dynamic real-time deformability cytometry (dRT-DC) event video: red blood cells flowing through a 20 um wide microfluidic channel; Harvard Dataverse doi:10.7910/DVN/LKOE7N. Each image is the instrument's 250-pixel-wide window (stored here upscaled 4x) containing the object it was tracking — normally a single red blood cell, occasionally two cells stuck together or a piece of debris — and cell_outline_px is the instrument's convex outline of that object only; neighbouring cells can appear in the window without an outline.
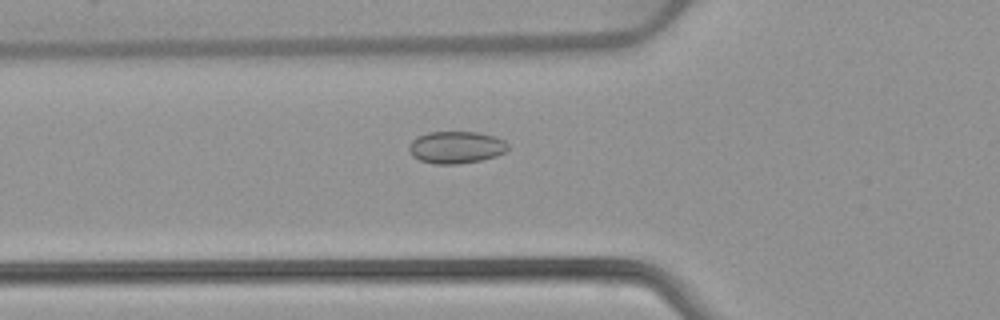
{"species": "common noctule bat (a hibernating species)", "species_latin": "Nyctalus noctula", "temperature_condition": "warm", "stored_images_in_passage": 47, "camera_frame_rate_fps": 3000, "um_per_image_px": 0.085, "animal": {"sex": "female", "body_mass_g": 22.7, "forearm_length_mm": 54.2}, "frame": {"image": 1, "passage_image": 13, "time_ms": 4.0, "image_size_px": [1000, 320], "cell_outline_px": [[508, 148], [504, 152], [496, 156], [480, 160], [456, 164], [432, 164], [420, 160], [412, 156], [408, 148], [408, 144], [416, 136], [428, 132], [476, 132], [496, 136], [504, 140], [508, 144]], "centroid_in_image_um": [38.74, 12.51], "position_along_channel_um": 87.1, "area_um2": 18.67}}
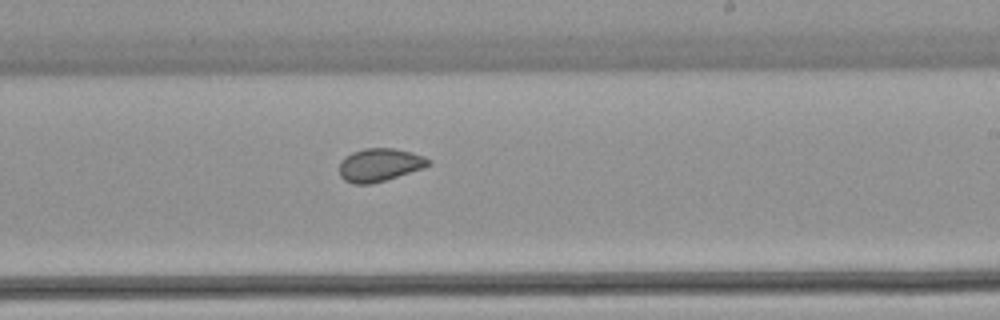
{"frame": {"image": 2, "passage_image": 26, "time_ms": 8.333, "image_size_px": [1000, 320], "cell_outline_px": [[432, 164], [424, 168], [372, 184], [352, 184], [344, 180], [340, 176], [340, 160], [344, 156], [352, 152], [364, 148], [392, 148], [412, 152], [424, 156], [432, 160]], "centroid_in_image_um": [32.28, 14.01], "position_along_channel_um": 256.7, "area_um2": 17.4}}
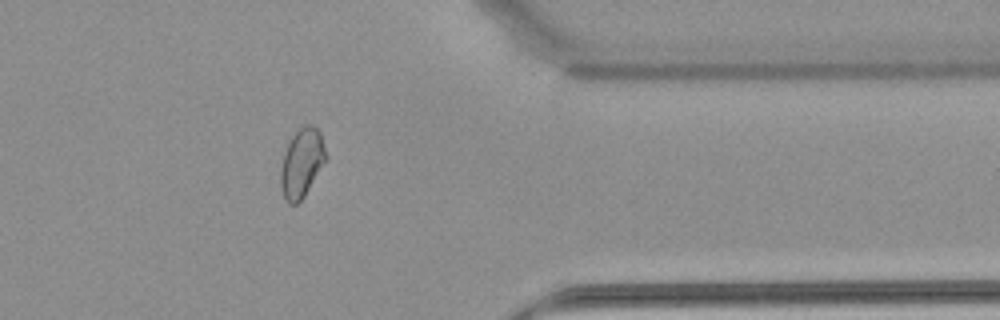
{"frame": {"image": 3, "passage_image": 37, "time_ms": 12.0, "image_size_px": [1000, 320], "cell_outline_px": [[328, 160], [304, 196], [296, 204], [288, 204], [284, 200], [280, 184], [280, 168], [284, 152], [288, 140], [304, 124], [312, 124], [320, 132], [328, 156]], "centroid_in_image_um": [25.66, 13.85], "position_along_channel_um": 385.7, "area_um2": 18.61}, "authors_computed_cell_mechanics": {"area_um2": 18.4382, "velocity_mm_per_s": 3.9174, "shape_relaxation_time_tau1_ms": null, "shape_relaxation_time_tau2_ms": 1.1237, "deformation_change_tau1": null, "deformation_change_tau2": 0.0493}}